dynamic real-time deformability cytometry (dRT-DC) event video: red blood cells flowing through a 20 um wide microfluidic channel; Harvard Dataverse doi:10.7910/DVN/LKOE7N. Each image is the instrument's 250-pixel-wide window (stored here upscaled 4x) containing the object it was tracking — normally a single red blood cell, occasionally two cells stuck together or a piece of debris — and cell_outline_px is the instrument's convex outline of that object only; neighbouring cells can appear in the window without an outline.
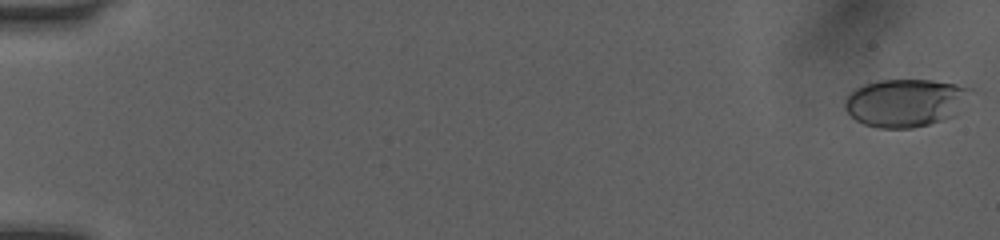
{"species": "human", "species_latin": "Homo sapiens", "temperature_condition": "room temperature", "stored_images_in_passage": 52, "camera_frame_rate_fps": 3000, "um_per_image_px": 0.085, "donor": {"sex": "female"}, "frame": {"image": 1, "passage_image": 1, "time_ms": 0.0, "image_size_px": [1000, 240], "cell_outline_px": [[972, 88], [956, 116], [944, 120], [912, 128], [880, 128], [864, 124], [856, 120], [844, 108], [844, 96], [856, 88], [864, 84], [876, 80], [932, 80], [956, 84]], "centroid_in_image_um": [76.93, 8.73], "position_along_channel_um": 8.1, "area_um2": 35.2}}
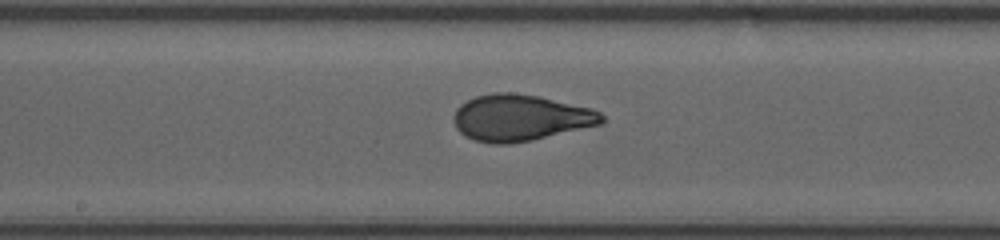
{"frame": {"image": 2, "passage_image": 29, "time_ms": 9.333, "image_size_px": [1000, 240], "cell_outline_px": [[604, 124], [532, 140], [508, 144], [492, 144], [476, 140], [464, 136], [456, 128], [452, 120], [452, 116], [456, 108], [460, 104], [476, 96], [492, 92], [512, 92], [540, 96], [592, 108], [600, 112], [604, 116]], "centroid_in_image_um": [44.23, 10.0], "position_along_channel_um": 204.0, "area_um2": 40.52}}
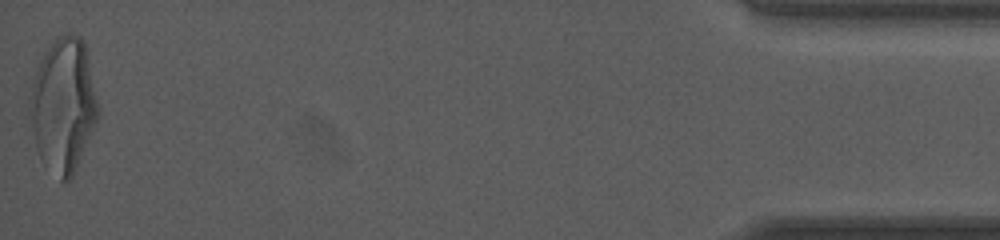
{"frame": {"image": 3, "passage_image": 52, "time_ms": 17.0, "image_size_px": [1000, 240], "cell_outline_px": [[96, 120], [72, 176], [68, 180], [60, 180], [40, 160], [36, 148], [28, 108], [28, 96], [36, 68], [40, 60], [48, 48], [60, 36], [80, 36], [84, 44], [96, 100]], "centroid_in_image_um": [5.3, 8.98], "position_along_channel_um": 429.9, "area_um2": 51.67}, "authors_computed_cell_mechanics": {"area_um2": 39.015, "velocity_mm_per_s": 4.0589, "shape_relaxation_time_tau1_ms": 4.477, "shape_relaxation_time_tau2_ms": null, "deformation_change_tau1": 0.2038, "deformation_change_tau2": null}}